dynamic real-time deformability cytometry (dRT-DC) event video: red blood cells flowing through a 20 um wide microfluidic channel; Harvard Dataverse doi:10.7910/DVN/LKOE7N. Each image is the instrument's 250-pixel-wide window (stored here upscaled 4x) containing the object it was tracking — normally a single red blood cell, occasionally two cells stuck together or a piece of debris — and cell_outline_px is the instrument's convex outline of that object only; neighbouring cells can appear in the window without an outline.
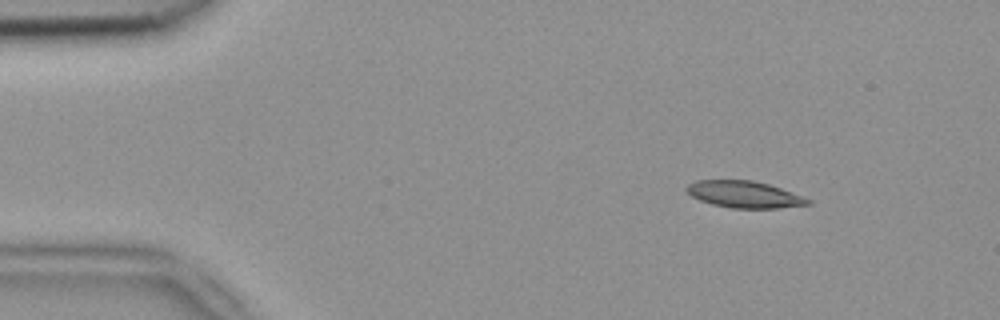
{"species": "common noctule bat (a hibernating species)", "species_latin": "Nyctalus noctula", "temperature_condition": "room temperature", "stored_images_in_passage": 2, "camera_frame_rate_fps": 3000, "um_per_image_px": 0.085, "animal": {"sex": "female", "body_mass_g": 18.4}, "frame": {"image": 1, "passage_image": 1, "time_ms": 0.0, "image_size_px": [1000, 320], "cell_outline_px": [[812, 204], [780, 208], [732, 208], [712, 204], [700, 200], [692, 196], [684, 188], [688, 184], [696, 180], [752, 180], [768, 184], [780, 188], [812, 200]], "centroid_in_image_um": [63.26, 16.52], "position_along_channel_um": 21.7, "area_um2": 18.84}}